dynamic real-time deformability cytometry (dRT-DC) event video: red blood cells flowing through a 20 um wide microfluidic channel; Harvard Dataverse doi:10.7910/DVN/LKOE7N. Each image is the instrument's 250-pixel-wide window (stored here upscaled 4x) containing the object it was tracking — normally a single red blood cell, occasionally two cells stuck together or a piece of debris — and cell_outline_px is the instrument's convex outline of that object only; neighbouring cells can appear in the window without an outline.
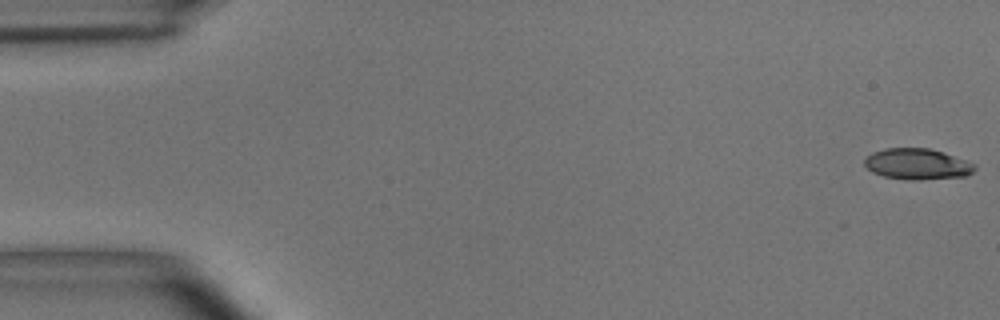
{"species": "common noctule bat (a hibernating species)", "species_latin": "Nyctalus noctula", "temperature_condition": "room temperature", "stored_images_in_passage": 34, "camera_frame_rate_fps": 3000, "um_per_image_px": 0.085, "animal": {"sex": "male", "body_mass_g": 15.6}, "frame": {"image": 1, "passage_image": 1, "time_ms": 0.0, "image_size_px": [1000, 320], "cell_outline_px": [[976, 168], [972, 172], [964, 176], [912, 180], [884, 176], [872, 172], [864, 164], [864, 160], [872, 152], [884, 148], [928, 148], [944, 152], [968, 160], [976, 164]], "centroid_in_image_um": [77.98, 13.93], "position_along_channel_um": 7.0, "area_um2": 19.83}}
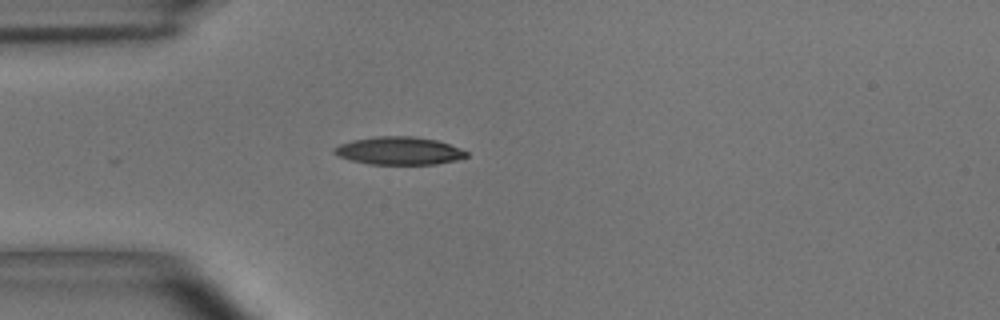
{"frame": {"image": 2, "passage_image": 15, "time_ms": 4.667, "image_size_px": [1000, 320], "cell_outline_px": [[468, 156], [456, 160], [436, 164], [368, 164], [352, 160], [340, 156], [332, 152], [332, 148], [340, 144], [352, 140], [376, 136], [412, 136], [436, 140], [460, 148], [468, 152]], "centroid_in_image_um": [33.91, 12.81], "position_along_channel_um": 51.1, "area_um2": 21.39}}
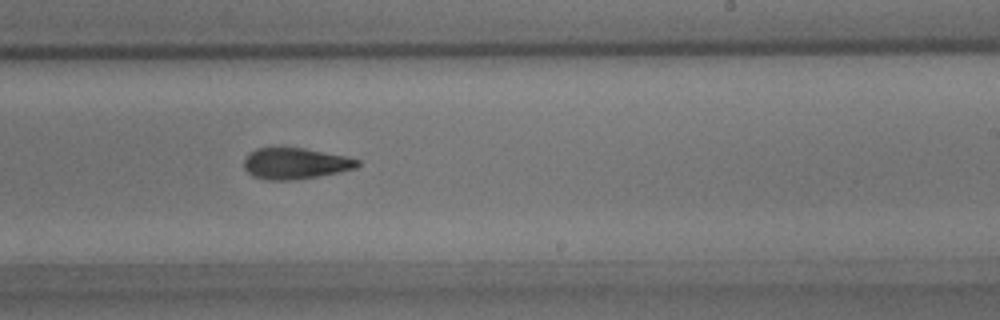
{"frame": {"image": 3, "passage_image": 33, "time_ms": 10.667, "image_size_px": [1000, 320], "cell_outline_px": [[360, 164], [356, 168], [316, 176], [292, 180], [268, 180], [252, 176], [244, 168], [244, 156], [248, 152], [256, 148], [304, 148], [344, 156], [360, 160]], "centroid_in_image_um": [25.04, 13.89], "position_along_channel_um": 264.0, "area_um2": 20.46}}